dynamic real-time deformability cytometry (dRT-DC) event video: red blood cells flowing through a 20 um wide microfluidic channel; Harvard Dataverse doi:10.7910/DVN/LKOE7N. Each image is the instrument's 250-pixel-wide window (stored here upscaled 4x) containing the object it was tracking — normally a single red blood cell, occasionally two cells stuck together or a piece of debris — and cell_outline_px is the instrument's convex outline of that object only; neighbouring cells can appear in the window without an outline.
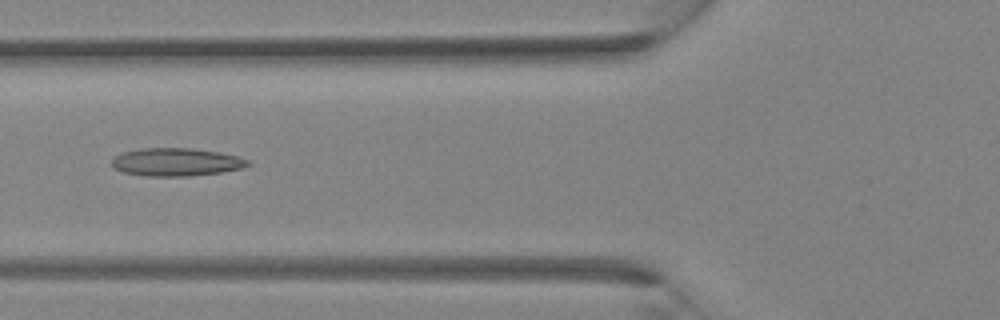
{"species": "Egyptian fruit bat (a non-hibernating species)", "species_latin": "Rousettus aegyptiacus", "temperature_condition": "room temperature", "stored_images_in_passage": 2, "camera_frame_rate_fps": 3000, "um_per_image_px": 0.085, "animal": {"sex": "female"}, "frame": {"image": 1, "passage_image": 2, "time_ms": 1.0, "image_size_px": [1000, 320], "cell_outline_px": [[252, 164], [240, 168], [220, 172], [188, 176], [144, 176], [124, 172], [112, 168], [112, 160], [116, 156], [124, 152], [144, 148], [192, 148], [220, 152], [252, 160]], "centroid_in_image_um": [15.0, 13.77], "position_along_channel_um": 110.8, "area_um2": 22.14}}